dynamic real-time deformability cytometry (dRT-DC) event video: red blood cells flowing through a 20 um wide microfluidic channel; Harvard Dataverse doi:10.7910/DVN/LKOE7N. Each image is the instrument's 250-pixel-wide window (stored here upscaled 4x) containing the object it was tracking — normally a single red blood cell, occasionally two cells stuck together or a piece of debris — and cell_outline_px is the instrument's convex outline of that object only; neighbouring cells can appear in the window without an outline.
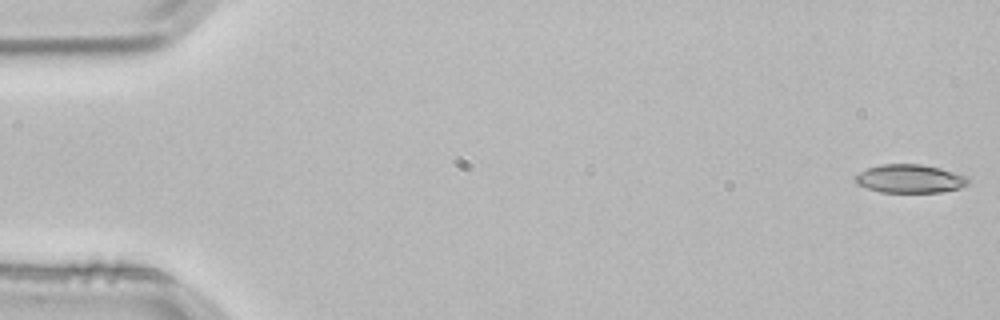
{"species": "common noctule bat (a hibernating species)", "species_latin": "Nyctalus noctula", "temperature_condition": "room temperature", "stored_images_in_passage": 3, "camera_frame_rate_fps": 3000, "um_per_image_px": 0.085, "animal": {"sex": "male", "body_mass_g": 21.5, "forearm_length_mm": 52.0}, "frame": {"image": 1, "passage_image": 1, "time_ms": 0.0, "image_size_px": [1000, 320], "cell_outline_px": [[968, 184], [960, 188], [940, 192], [880, 192], [856, 184], [852, 176], [868, 168], [880, 164], [920, 164], [940, 168], [968, 176]], "centroid_in_image_um": [77.32, 15.19], "position_along_channel_um": 7.7, "area_um2": 18.79}}
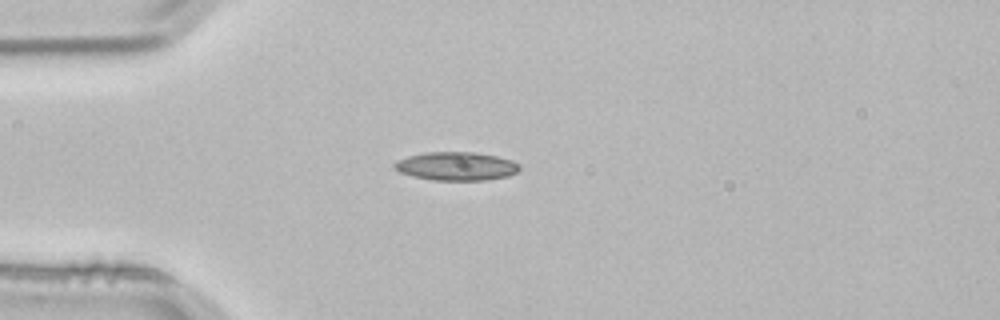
{"frame": {"image": 2, "passage_image": 3, "time_ms": 0.667, "image_size_px": [1000, 320], "cell_outline_px": [[520, 168], [516, 172], [508, 176], [484, 180], [432, 180], [412, 176], [400, 172], [392, 168], [392, 164], [396, 160], [408, 156], [424, 152], [476, 152], [496, 156], [512, 160], [520, 164]], "centroid_in_image_um": [38.75, 14.12], "position_along_channel_um": 46.3, "area_um2": 20.92}}